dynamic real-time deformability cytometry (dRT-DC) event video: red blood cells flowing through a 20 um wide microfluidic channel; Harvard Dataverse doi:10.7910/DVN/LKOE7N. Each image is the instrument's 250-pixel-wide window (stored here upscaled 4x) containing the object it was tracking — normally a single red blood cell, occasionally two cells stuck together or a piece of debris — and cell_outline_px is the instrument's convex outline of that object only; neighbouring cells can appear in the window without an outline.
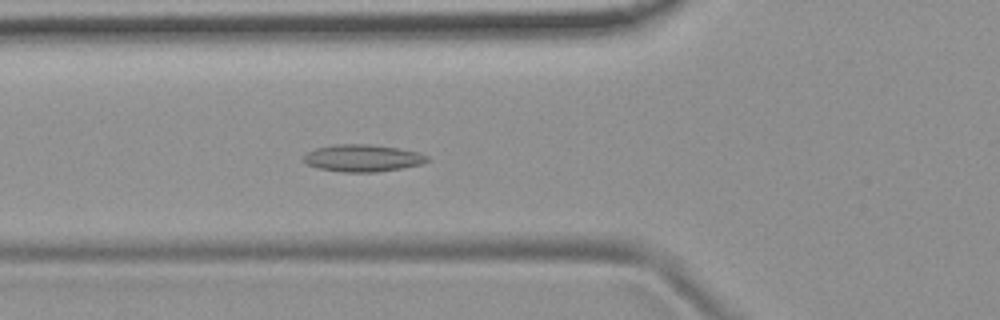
{"species": "common noctule bat (a hibernating species)", "species_latin": "Nyctalus noctula", "temperature_condition": "room temperature", "stored_images_in_passage": 44, "camera_frame_rate_fps": 3000, "um_per_image_px": 0.085, "animal": {"sex": "female", "body_mass_g": 19.9}, "frame": {"image": 1, "passage_image": 10, "time_ms": 3.0, "image_size_px": [1000, 320], "cell_outline_px": [[432, 160], [424, 164], [376, 172], [340, 172], [316, 168], [308, 164], [304, 160], [304, 156], [308, 152], [316, 148], [336, 144], [368, 144], [396, 148], [416, 152], [428, 156]], "centroid_in_image_um": [30.84, 13.45], "position_along_channel_um": 95.0, "area_um2": 19.48}}
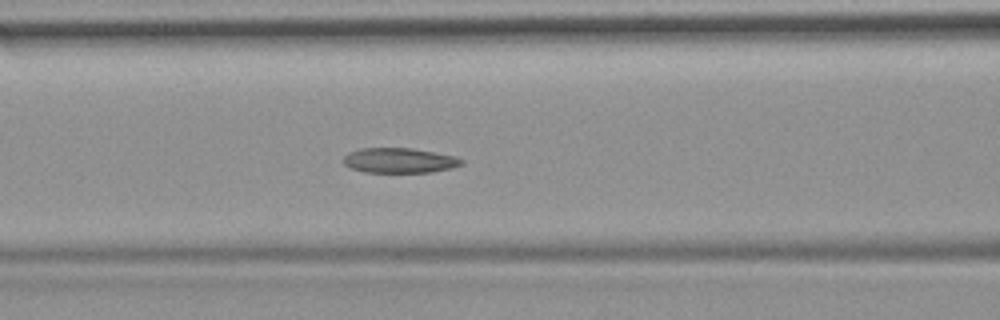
{"frame": {"image": 2, "passage_image": 13, "time_ms": 4.0, "image_size_px": [1000, 320], "cell_outline_px": [[464, 164], [452, 168], [432, 172], [364, 172], [348, 168], [344, 164], [344, 156], [348, 152], [360, 148], [412, 148], [456, 156], [464, 160]], "centroid_in_image_um": [33.95, 13.64], "position_along_channel_um": 132.6, "area_um2": 17.4}}
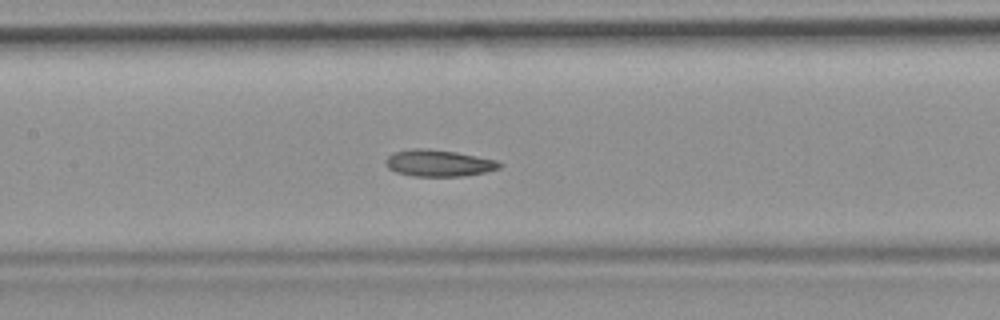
{"frame": {"image": 3, "passage_image": 16, "time_ms": 5.0, "image_size_px": [1000, 320], "cell_outline_px": [[504, 164], [500, 168], [484, 172], [464, 176], [412, 176], [396, 172], [388, 168], [384, 164], [384, 160], [392, 152], [412, 148], [424, 148], [456, 152], [496, 160]], "centroid_in_image_um": [37.24, 13.86], "position_along_channel_um": 170.2, "area_um2": 17.8}, "authors_computed_cell_mechanics": {"area_um2": 18.0047, "velocity_mm_per_s": 3.751, "shape_relaxation_time_tau1_ms": null, "shape_relaxation_time_tau2_ms": 5.6697, "deformation_change_tau1": null, "deformation_change_tau2": 0.1059}}